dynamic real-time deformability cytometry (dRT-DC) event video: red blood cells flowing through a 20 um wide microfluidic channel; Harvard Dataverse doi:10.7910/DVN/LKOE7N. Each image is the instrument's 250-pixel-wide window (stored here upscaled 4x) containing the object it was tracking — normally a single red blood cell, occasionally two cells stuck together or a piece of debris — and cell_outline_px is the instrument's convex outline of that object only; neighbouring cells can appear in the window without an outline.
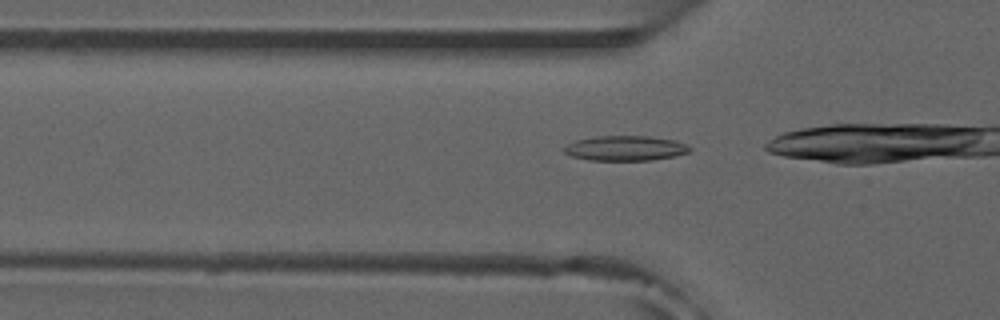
{"species": "common noctule bat (a hibernating species)", "species_latin": "Nyctalus noctula", "temperature_condition": "room temperature", "stored_images_in_passage": 7, "camera_frame_rate_fps": 3000, "um_per_image_px": 0.085, "animal": {"sex": "male", "forearm_length_mm": 52.5}, "frame": {"image": 1, "passage_image": 2, "time_ms": 0.333, "image_size_px": [1000, 320], "cell_outline_px": [[692, 148], [688, 152], [676, 156], [652, 160], [588, 160], [572, 156], [564, 152], [564, 148], [568, 144], [576, 140], [596, 136], [648, 136], [676, 140]], "centroid_in_image_um": [53.17, 12.6], "position_along_channel_um": 72.6, "area_um2": 18.21}}
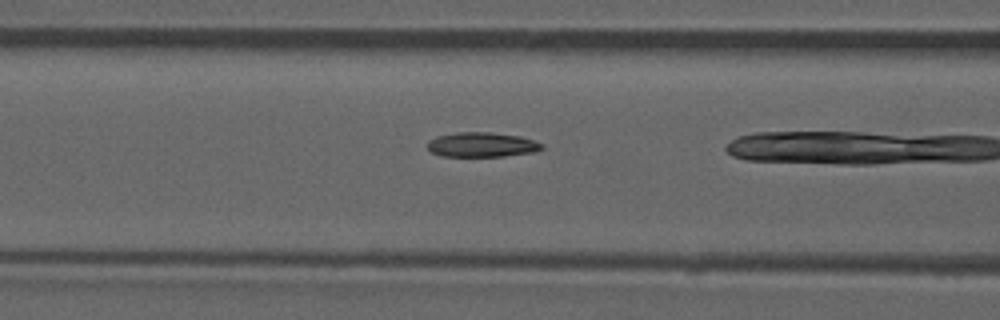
{"frame": {"image": 2, "passage_image": 6, "time_ms": 1.667, "image_size_px": [1000, 320], "cell_outline_px": [[544, 148], [536, 152], [504, 156], [440, 156], [432, 152], [428, 148], [428, 140], [436, 136], [456, 132], [488, 132], [520, 136], [544, 144]], "centroid_in_image_um": [40.96, 12.3], "position_along_channel_um": 125.6, "area_um2": 16.53}}